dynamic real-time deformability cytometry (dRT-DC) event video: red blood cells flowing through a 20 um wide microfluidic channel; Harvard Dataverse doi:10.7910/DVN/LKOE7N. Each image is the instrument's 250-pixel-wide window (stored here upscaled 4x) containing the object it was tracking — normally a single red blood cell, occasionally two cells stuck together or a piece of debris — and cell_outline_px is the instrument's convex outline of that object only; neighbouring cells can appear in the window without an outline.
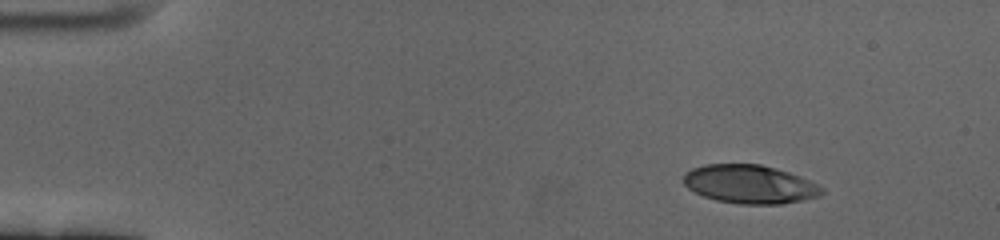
{"species": "human", "species_latin": "Homo sapiens", "temperature_condition": "cold", "stored_images_in_passage": 8, "camera_frame_rate_fps": 3000, "um_per_image_px": 0.085, "donor": {"sex": "female"}, "frame": {"image": 1, "passage_image": 1, "time_ms": 0.0, "image_size_px": [1000, 240], "cell_outline_px": [[824, 192], [820, 196], [780, 204], [740, 204], [716, 200], [704, 196], [688, 188], [684, 184], [684, 172], [692, 168], [704, 164], [760, 164], [776, 168], [800, 176], [824, 188]], "centroid_in_image_um": [63.72, 15.65], "position_along_channel_um": 21.3, "area_um2": 30.98}}